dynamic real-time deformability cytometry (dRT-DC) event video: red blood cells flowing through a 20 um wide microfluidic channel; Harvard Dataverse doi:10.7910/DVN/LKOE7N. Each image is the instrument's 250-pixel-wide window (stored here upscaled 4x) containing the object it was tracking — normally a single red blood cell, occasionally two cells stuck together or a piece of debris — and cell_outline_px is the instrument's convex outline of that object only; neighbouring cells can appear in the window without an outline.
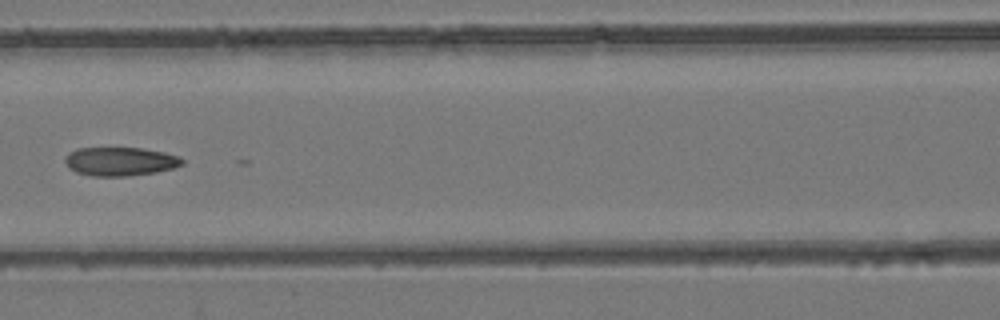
{"species": "common noctule bat (a hibernating species)", "species_latin": "Nyctalus noctula", "temperature_condition": "room temperature", "stored_images_in_passage": 8, "camera_frame_rate_fps": 3000, "um_per_image_px": 0.085, "animal": {"sex": "female", "body_mass_g": 24.6, "forearm_length_mm": 56.2}, "frame": {"image": 1, "passage_image": 7, "time_ms": 7.0, "image_size_px": [1000, 320], "cell_outline_px": [[184, 164], [172, 168], [156, 172], [128, 176], [92, 176], [76, 172], [68, 168], [64, 160], [64, 156], [68, 152], [80, 148], [140, 148], [164, 152], [180, 156], [184, 160]], "centroid_in_image_um": [10.2, 13.72], "position_along_channel_um": 156.4, "area_um2": 19.71}}
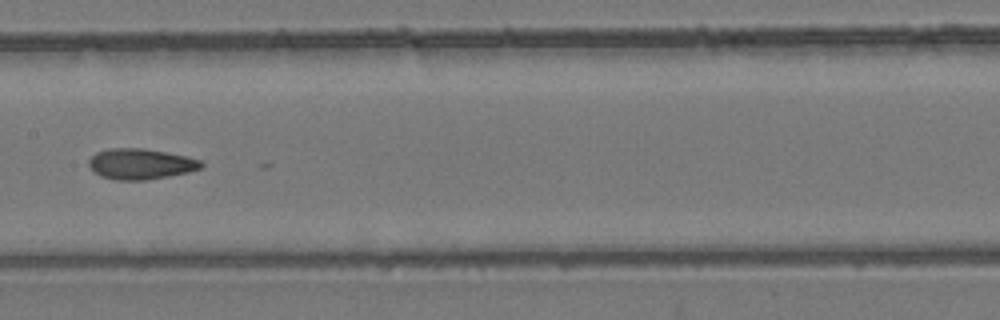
{"frame": {"image": 2, "passage_image": 8, "time_ms": 8.0, "image_size_px": [1000, 320], "cell_outline_px": [[204, 164], [200, 168], [188, 172], [168, 176], [144, 180], [116, 180], [100, 176], [88, 164], [88, 160], [96, 152], [108, 148], [144, 148], [188, 156], [200, 160]], "centroid_in_image_um": [11.95, 13.92], "position_along_channel_um": 195.5, "area_um2": 20.06}}